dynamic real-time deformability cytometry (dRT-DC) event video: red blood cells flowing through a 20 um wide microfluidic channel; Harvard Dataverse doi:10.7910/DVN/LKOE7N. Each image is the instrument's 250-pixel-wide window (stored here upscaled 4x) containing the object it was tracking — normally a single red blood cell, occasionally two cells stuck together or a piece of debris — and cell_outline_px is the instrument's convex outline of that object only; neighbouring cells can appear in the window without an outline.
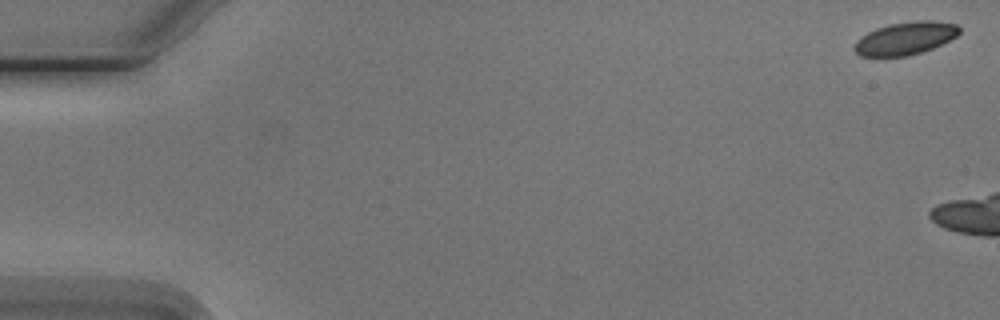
{"species": "Egyptian fruit bat (a non-hibernating species)", "species_latin": "Rousettus aegyptiacus", "temperature_condition": "cold", "stored_images_in_passage": 4, "camera_frame_rate_fps": 3000, "um_per_image_px": 0.085, "animal": {"sex": "male"}, "frame": {"image": 1, "passage_image": 1, "time_ms": 0.0, "image_size_px": [1000, 320], "cell_outline_px": [[960, 32], [956, 36], [932, 48], [908, 56], [860, 56], [852, 48], [856, 40], [860, 36], [876, 28], [888, 24], [916, 20], [932, 20], [956, 24], [960, 28]], "centroid_in_image_um": [76.92, 3.25], "position_along_channel_um": 8.1, "area_um2": 20.06}}